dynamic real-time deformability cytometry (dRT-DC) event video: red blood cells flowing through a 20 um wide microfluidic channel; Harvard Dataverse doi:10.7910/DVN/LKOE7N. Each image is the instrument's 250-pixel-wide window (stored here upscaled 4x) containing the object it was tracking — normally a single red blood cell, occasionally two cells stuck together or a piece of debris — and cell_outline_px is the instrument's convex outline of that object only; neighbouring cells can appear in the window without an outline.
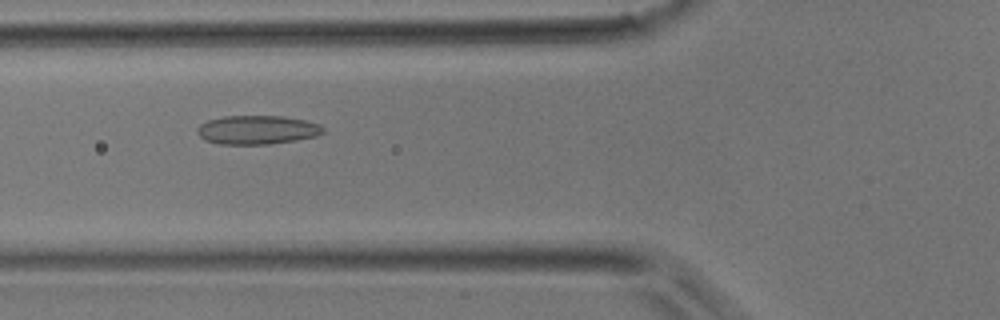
{"species": "common noctule bat (a hibernating species)", "species_latin": "Nyctalus noctula", "temperature_condition": "room temperature", "stored_images_in_passage": 30, "camera_frame_rate_fps": 3000, "um_per_image_px": 0.085, "animal": {"sex": "male", "body_mass_g": 17.9}, "frame": {"image": 1, "passage_image": 5, "time_ms": 1.333, "image_size_px": [1000, 320], "cell_outline_px": [[324, 132], [316, 136], [296, 140], [268, 144], [220, 144], [204, 140], [196, 132], [196, 128], [200, 124], [208, 120], [224, 116], [280, 116], [304, 120], [320, 124], [324, 128]], "centroid_in_image_um": [21.84, 11.04], "position_along_channel_um": 104.0, "area_um2": 21.15}}
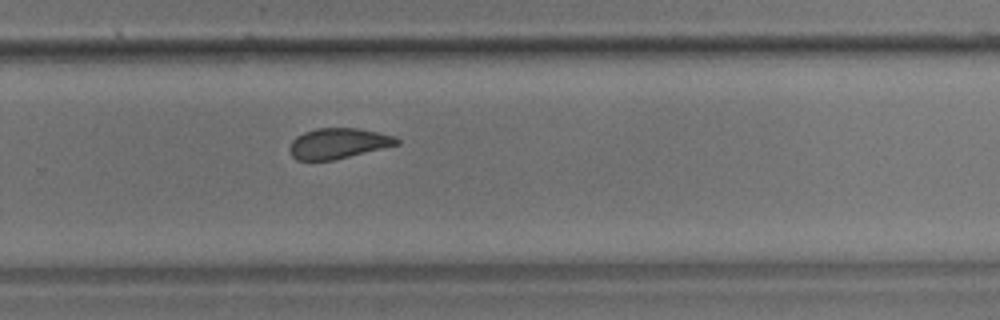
{"frame": {"image": 2, "passage_image": 17, "time_ms": 5.333, "image_size_px": [1000, 320], "cell_outline_px": [[400, 144], [332, 160], [296, 160], [292, 156], [288, 148], [292, 140], [296, 136], [304, 132], [316, 128], [356, 128], [396, 136], [400, 140]], "centroid_in_image_um": [28.73, 12.18], "position_along_channel_um": 301.1, "area_um2": 18.96}}
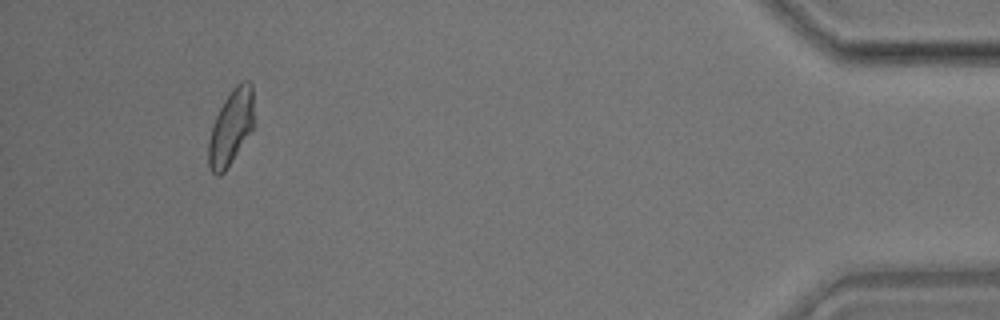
{"frame": {"image": 3, "passage_image": 28, "time_ms": 9.0, "image_size_px": [1000, 320], "cell_outline_px": [[252, 128], [232, 160], [224, 172], [220, 176], [216, 176], [212, 172], [208, 164], [208, 140], [216, 116], [224, 100], [232, 88], [240, 80], [248, 80], [252, 84]], "centroid_in_image_um": [19.6, 10.81], "position_along_channel_um": 415.6, "area_um2": 19.48}}